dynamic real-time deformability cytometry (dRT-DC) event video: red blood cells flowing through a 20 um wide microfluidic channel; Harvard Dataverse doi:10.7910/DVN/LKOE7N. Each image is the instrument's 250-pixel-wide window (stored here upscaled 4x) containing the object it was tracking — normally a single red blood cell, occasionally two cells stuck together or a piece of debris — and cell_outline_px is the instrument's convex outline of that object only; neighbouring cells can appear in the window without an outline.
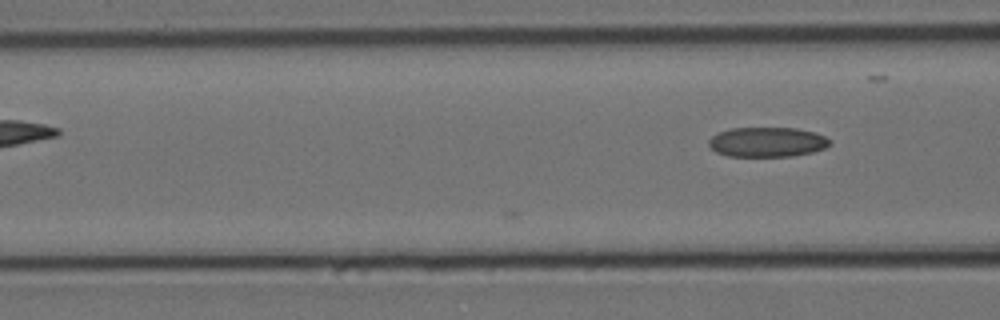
{"species": "Egyptian fruit bat (a non-hibernating species)", "species_latin": "Rousettus aegyptiacus", "temperature_condition": "cold", "stored_images_in_passage": 3, "camera_frame_rate_fps": 3000, "um_per_image_px": 0.085, "animal": {"sex": "female"}, "frame": {"image": 1, "passage_image": 3, "time_ms": 0.667, "image_size_px": [1000, 320], "cell_outline_px": [[832, 144], [824, 148], [812, 152], [792, 156], [728, 156], [716, 152], [708, 144], [708, 140], [712, 136], [720, 132], [732, 128], [796, 128], [816, 132], [832, 140]], "centroid_in_image_um": [65.24, 12.07], "position_along_channel_um": 101.4, "area_um2": 21.04}}